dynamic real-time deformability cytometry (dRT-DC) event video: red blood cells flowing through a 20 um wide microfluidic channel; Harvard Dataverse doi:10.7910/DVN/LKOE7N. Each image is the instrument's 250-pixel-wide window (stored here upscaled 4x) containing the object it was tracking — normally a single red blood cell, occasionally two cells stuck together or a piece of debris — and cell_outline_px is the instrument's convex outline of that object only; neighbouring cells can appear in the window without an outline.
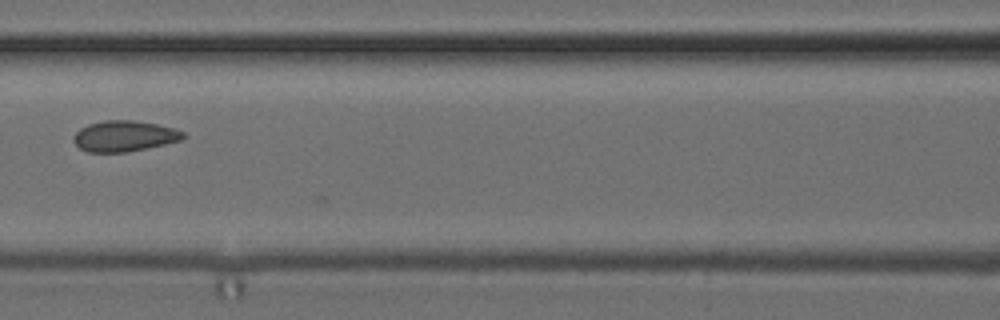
{"species": "common noctule bat (a hibernating species)", "species_latin": "Nyctalus noctula", "temperature_condition": "cold", "stored_images_in_passage": 15, "camera_frame_rate_fps": 3000, "um_per_image_px": 0.085, "animal": {"sex": "female", "body_mass_g": 24.6, "forearm_length_mm": 56.2}, "frame": {"image": 1, "passage_image": 14, "time_ms": 4.333, "image_size_px": [1000, 320], "cell_outline_px": [[184, 136], [180, 140], [164, 144], [128, 152], [88, 152], [80, 148], [72, 140], [76, 132], [80, 128], [88, 124], [104, 120], [132, 120], [156, 124], [176, 128], [184, 132]], "centroid_in_image_um": [10.55, 11.56], "position_along_channel_um": 156.1, "area_um2": 19.59}}